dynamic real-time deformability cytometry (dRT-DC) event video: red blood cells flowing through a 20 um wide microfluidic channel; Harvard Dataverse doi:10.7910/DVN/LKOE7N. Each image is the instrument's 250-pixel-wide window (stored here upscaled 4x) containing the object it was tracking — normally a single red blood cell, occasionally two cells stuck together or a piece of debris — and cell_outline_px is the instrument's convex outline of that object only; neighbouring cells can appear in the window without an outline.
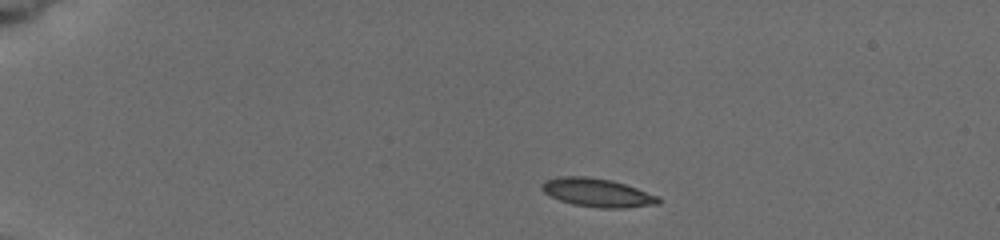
{"species": "common noctule bat (a hibernating species)", "species_latin": "Nyctalus noctula", "temperature_condition": "cold", "stored_images_in_passage": 9, "camera_frame_rate_fps": 3000, "um_per_image_px": 0.085, "animal": {"sex": "female", "body_mass_g": 19.5, "forearm_length_mm": 54.1}, "frame": {"image": 1, "passage_image": 2, "time_ms": 0.667, "image_size_px": [1000, 240], "cell_outline_px": [[660, 204], [624, 208], [600, 208], [572, 204], [560, 200], [544, 192], [540, 188], [540, 184], [544, 180], [560, 176], [584, 176], [612, 180], [660, 196]], "centroid_in_image_um": [50.77, 16.37], "position_along_channel_um": 34.2, "area_um2": 19.42}}
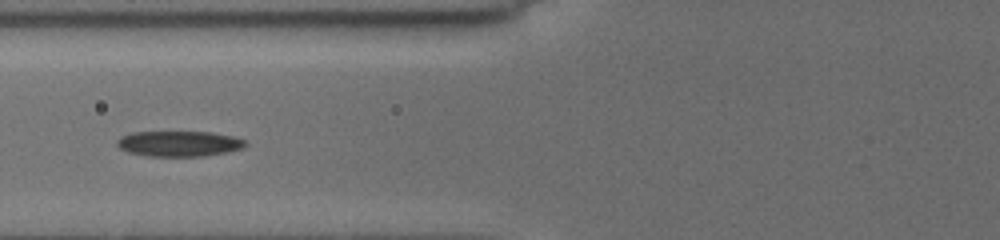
{"frame": {"image": 2, "passage_image": 6, "time_ms": 4.667, "image_size_px": [1000, 240], "cell_outline_px": [[248, 144], [244, 148], [228, 152], [204, 156], [148, 156], [128, 152], [120, 148], [116, 144], [116, 140], [120, 136], [132, 132], [212, 132], [232, 136], [244, 140]], "centroid_in_image_um": [15.22, 12.21], "position_along_channel_um": 110.6, "area_um2": 19.19}}
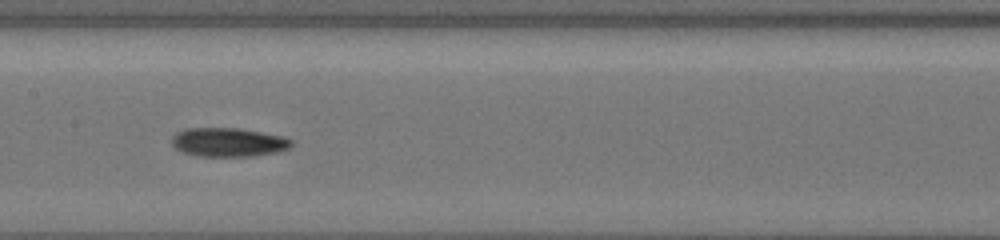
{"frame": {"image": 3, "passage_image": 8, "time_ms": 6.667, "image_size_px": [1000, 240], "cell_outline_px": [[292, 144], [288, 148], [276, 152], [252, 156], [196, 156], [184, 152], [176, 148], [172, 144], [172, 136], [176, 132], [188, 128], [240, 128], [284, 136], [292, 140]], "centroid_in_image_um": [19.41, 12.08], "position_along_channel_um": 188.0, "area_um2": 20.11}}